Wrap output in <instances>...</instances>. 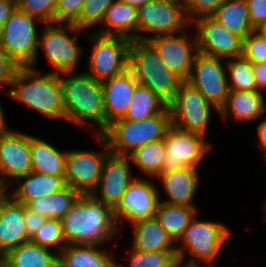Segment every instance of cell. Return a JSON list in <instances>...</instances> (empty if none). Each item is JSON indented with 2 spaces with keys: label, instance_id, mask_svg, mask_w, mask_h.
Returning a JSON list of instances; mask_svg holds the SVG:
<instances>
[{
  "label": "cell",
  "instance_id": "cell-1",
  "mask_svg": "<svg viewBox=\"0 0 266 267\" xmlns=\"http://www.w3.org/2000/svg\"><path fill=\"white\" fill-rule=\"evenodd\" d=\"M61 221L66 245L105 246L122 229L116 221L114 209L91 194H81Z\"/></svg>",
  "mask_w": 266,
  "mask_h": 267
},
{
  "label": "cell",
  "instance_id": "cell-2",
  "mask_svg": "<svg viewBox=\"0 0 266 267\" xmlns=\"http://www.w3.org/2000/svg\"><path fill=\"white\" fill-rule=\"evenodd\" d=\"M76 74V75H75ZM65 120L78 126H89L96 123L99 130L93 135H101L105 131V108L103 86L85 71L81 73H61ZM88 121V122H87Z\"/></svg>",
  "mask_w": 266,
  "mask_h": 267
},
{
  "label": "cell",
  "instance_id": "cell-3",
  "mask_svg": "<svg viewBox=\"0 0 266 267\" xmlns=\"http://www.w3.org/2000/svg\"><path fill=\"white\" fill-rule=\"evenodd\" d=\"M7 91L13 99L46 118L65 120L62 84L59 74H42L31 67H19Z\"/></svg>",
  "mask_w": 266,
  "mask_h": 267
},
{
  "label": "cell",
  "instance_id": "cell-4",
  "mask_svg": "<svg viewBox=\"0 0 266 267\" xmlns=\"http://www.w3.org/2000/svg\"><path fill=\"white\" fill-rule=\"evenodd\" d=\"M128 69L138 84L149 88L167 104L183 82L168 67L154 47L145 40H131Z\"/></svg>",
  "mask_w": 266,
  "mask_h": 267
},
{
  "label": "cell",
  "instance_id": "cell-5",
  "mask_svg": "<svg viewBox=\"0 0 266 267\" xmlns=\"http://www.w3.org/2000/svg\"><path fill=\"white\" fill-rule=\"evenodd\" d=\"M171 126L172 119L167 106L162 112L141 121L117 119L101 135L112 154L128 156L148 142L164 139Z\"/></svg>",
  "mask_w": 266,
  "mask_h": 267
},
{
  "label": "cell",
  "instance_id": "cell-6",
  "mask_svg": "<svg viewBox=\"0 0 266 267\" xmlns=\"http://www.w3.org/2000/svg\"><path fill=\"white\" fill-rule=\"evenodd\" d=\"M196 216L178 240L183 245H176L177 258L185 261L186 256L190 255L188 262L201 263L202 261L209 266L219 256L224 243L231 236V231L223 223L198 220Z\"/></svg>",
  "mask_w": 266,
  "mask_h": 267
},
{
  "label": "cell",
  "instance_id": "cell-7",
  "mask_svg": "<svg viewBox=\"0 0 266 267\" xmlns=\"http://www.w3.org/2000/svg\"><path fill=\"white\" fill-rule=\"evenodd\" d=\"M42 28L37 48L43 50L48 62L55 68L50 72L55 74L75 72L82 57V48L77 43L76 34L84 30L74 24L64 23H47ZM71 32L74 33L73 37L69 35Z\"/></svg>",
  "mask_w": 266,
  "mask_h": 267
},
{
  "label": "cell",
  "instance_id": "cell-8",
  "mask_svg": "<svg viewBox=\"0 0 266 267\" xmlns=\"http://www.w3.org/2000/svg\"><path fill=\"white\" fill-rule=\"evenodd\" d=\"M35 22L42 23L16 8L2 26L0 47L19 67L34 68L38 60L39 36Z\"/></svg>",
  "mask_w": 266,
  "mask_h": 267
},
{
  "label": "cell",
  "instance_id": "cell-9",
  "mask_svg": "<svg viewBox=\"0 0 266 267\" xmlns=\"http://www.w3.org/2000/svg\"><path fill=\"white\" fill-rule=\"evenodd\" d=\"M172 125L180 130L203 135L207 138L211 108L219 110L189 82L183 81L173 99L167 104Z\"/></svg>",
  "mask_w": 266,
  "mask_h": 267
},
{
  "label": "cell",
  "instance_id": "cell-10",
  "mask_svg": "<svg viewBox=\"0 0 266 267\" xmlns=\"http://www.w3.org/2000/svg\"><path fill=\"white\" fill-rule=\"evenodd\" d=\"M93 32L84 38L92 41L89 70L85 71L97 81H105L128 69L131 40L122 36L101 35Z\"/></svg>",
  "mask_w": 266,
  "mask_h": 267
},
{
  "label": "cell",
  "instance_id": "cell-11",
  "mask_svg": "<svg viewBox=\"0 0 266 267\" xmlns=\"http://www.w3.org/2000/svg\"><path fill=\"white\" fill-rule=\"evenodd\" d=\"M137 17L138 40L147 41L158 35L186 32V26L191 25L185 5L173 0H150L137 8ZM144 32L148 35L152 33V36H146Z\"/></svg>",
  "mask_w": 266,
  "mask_h": 267
},
{
  "label": "cell",
  "instance_id": "cell-12",
  "mask_svg": "<svg viewBox=\"0 0 266 267\" xmlns=\"http://www.w3.org/2000/svg\"><path fill=\"white\" fill-rule=\"evenodd\" d=\"M165 146L161 173L185 167L197 168L210 152L212 144L203 135L180 130L173 125L163 139Z\"/></svg>",
  "mask_w": 266,
  "mask_h": 267
},
{
  "label": "cell",
  "instance_id": "cell-13",
  "mask_svg": "<svg viewBox=\"0 0 266 267\" xmlns=\"http://www.w3.org/2000/svg\"><path fill=\"white\" fill-rule=\"evenodd\" d=\"M103 144L101 153L91 150H68L65 165V184L80 194L90 195L98 186L102 167L106 157L111 153L102 135H93Z\"/></svg>",
  "mask_w": 266,
  "mask_h": 267
},
{
  "label": "cell",
  "instance_id": "cell-14",
  "mask_svg": "<svg viewBox=\"0 0 266 267\" xmlns=\"http://www.w3.org/2000/svg\"><path fill=\"white\" fill-rule=\"evenodd\" d=\"M198 53L187 82L220 110L229 94L226 60Z\"/></svg>",
  "mask_w": 266,
  "mask_h": 267
},
{
  "label": "cell",
  "instance_id": "cell-15",
  "mask_svg": "<svg viewBox=\"0 0 266 267\" xmlns=\"http://www.w3.org/2000/svg\"><path fill=\"white\" fill-rule=\"evenodd\" d=\"M160 194L157 186L151 180L144 177L134 179L114 208L118 225L122 221L133 224L140 220L153 218L161 200Z\"/></svg>",
  "mask_w": 266,
  "mask_h": 267
},
{
  "label": "cell",
  "instance_id": "cell-16",
  "mask_svg": "<svg viewBox=\"0 0 266 267\" xmlns=\"http://www.w3.org/2000/svg\"><path fill=\"white\" fill-rule=\"evenodd\" d=\"M191 25L196 30L199 53L224 60L242 55L243 40L212 16L198 18Z\"/></svg>",
  "mask_w": 266,
  "mask_h": 267
},
{
  "label": "cell",
  "instance_id": "cell-17",
  "mask_svg": "<svg viewBox=\"0 0 266 267\" xmlns=\"http://www.w3.org/2000/svg\"><path fill=\"white\" fill-rule=\"evenodd\" d=\"M159 53L168 67L183 81L190 77L198 52L196 35L193 39L187 33L158 35L147 40Z\"/></svg>",
  "mask_w": 266,
  "mask_h": 267
},
{
  "label": "cell",
  "instance_id": "cell-18",
  "mask_svg": "<svg viewBox=\"0 0 266 267\" xmlns=\"http://www.w3.org/2000/svg\"><path fill=\"white\" fill-rule=\"evenodd\" d=\"M130 163L128 156L110 153L104 161L98 186L91 195L96 200L114 209L129 184L136 179V177H132V173L129 171L130 165H132Z\"/></svg>",
  "mask_w": 266,
  "mask_h": 267
},
{
  "label": "cell",
  "instance_id": "cell-19",
  "mask_svg": "<svg viewBox=\"0 0 266 267\" xmlns=\"http://www.w3.org/2000/svg\"><path fill=\"white\" fill-rule=\"evenodd\" d=\"M0 169L3 187H8L10 179L16 180L32 171L29 134L12 130L0 135Z\"/></svg>",
  "mask_w": 266,
  "mask_h": 267
},
{
  "label": "cell",
  "instance_id": "cell-20",
  "mask_svg": "<svg viewBox=\"0 0 266 267\" xmlns=\"http://www.w3.org/2000/svg\"><path fill=\"white\" fill-rule=\"evenodd\" d=\"M137 85L138 82L129 69L102 82L105 130L113 121L126 115Z\"/></svg>",
  "mask_w": 266,
  "mask_h": 267
},
{
  "label": "cell",
  "instance_id": "cell-21",
  "mask_svg": "<svg viewBox=\"0 0 266 267\" xmlns=\"http://www.w3.org/2000/svg\"><path fill=\"white\" fill-rule=\"evenodd\" d=\"M199 169L185 167L179 170L161 173L159 178L162 182L167 199L161 202L170 205L196 207L193 204L195 193L199 183Z\"/></svg>",
  "mask_w": 266,
  "mask_h": 267
},
{
  "label": "cell",
  "instance_id": "cell-22",
  "mask_svg": "<svg viewBox=\"0 0 266 267\" xmlns=\"http://www.w3.org/2000/svg\"><path fill=\"white\" fill-rule=\"evenodd\" d=\"M266 113V98L259 91L229 90L224 106L219 110V116L223 120H231L236 123L256 121Z\"/></svg>",
  "mask_w": 266,
  "mask_h": 267
},
{
  "label": "cell",
  "instance_id": "cell-23",
  "mask_svg": "<svg viewBox=\"0 0 266 267\" xmlns=\"http://www.w3.org/2000/svg\"><path fill=\"white\" fill-rule=\"evenodd\" d=\"M28 241L30 237L24 225V204L9 196L0 208V251L6 253Z\"/></svg>",
  "mask_w": 266,
  "mask_h": 267
},
{
  "label": "cell",
  "instance_id": "cell-24",
  "mask_svg": "<svg viewBox=\"0 0 266 267\" xmlns=\"http://www.w3.org/2000/svg\"><path fill=\"white\" fill-rule=\"evenodd\" d=\"M98 245H66L58 254V267H122Z\"/></svg>",
  "mask_w": 266,
  "mask_h": 267
},
{
  "label": "cell",
  "instance_id": "cell-25",
  "mask_svg": "<svg viewBox=\"0 0 266 267\" xmlns=\"http://www.w3.org/2000/svg\"><path fill=\"white\" fill-rule=\"evenodd\" d=\"M132 226V249L143 252L176 251L175 241L155 217L137 221Z\"/></svg>",
  "mask_w": 266,
  "mask_h": 267
},
{
  "label": "cell",
  "instance_id": "cell-26",
  "mask_svg": "<svg viewBox=\"0 0 266 267\" xmlns=\"http://www.w3.org/2000/svg\"><path fill=\"white\" fill-rule=\"evenodd\" d=\"M15 181L16 184L18 183V186L14 187L9 193L15 201L22 204L32 199L57 192L66 186L62 176L34 171L18 177Z\"/></svg>",
  "mask_w": 266,
  "mask_h": 267
},
{
  "label": "cell",
  "instance_id": "cell-27",
  "mask_svg": "<svg viewBox=\"0 0 266 267\" xmlns=\"http://www.w3.org/2000/svg\"><path fill=\"white\" fill-rule=\"evenodd\" d=\"M101 25L98 34L138 40L137 9L124 2L116 0L105 12Z\"/></svg>",
  "mask_w": 266,
  "mask_h": 267
},
{
  "label": "cell",
  "instance_id": "cell-28",
  "mask_svg": "<svg viewBox=\"0 0 266 267\" xmlns=\"http://www.w3.org/2000/svg\"><path fill=\"white\" fill-rule=\"evenodd\" d=\"M32 171L65 177L67 151L59 150L51 143L30 135Z\"/></svg>",
  "mask_w": 266,
  "mask_h": 267
},
{
  "label": "cell",
  "instance_id": "cell-29",
  "mask_svg": "<svg viewBox=\"0 0 266 267\" xmlns=\"http://www.w3.org/2000/svg\"><path fill=\"white\" fill-rule=\"evenodd\" d=\"M212 17L242 40L255 30L251 25L246 0H224Z\"/></svg>",
  "mask_w": 266,
  "mask_h": 267
},
{
  "label": "cell",
  "instance_id": "cell-30",
  "mask_svg": "<svg viewBox=\"0 0 266 267\" xmlns=\"http://www.w3.org/2000/svg\"><path fill=\"white\" fill-rule=\"evenodd\" d=\"M6 264L7 267H58V254L28 241L6 252Z\"/></svg>",
  "mask_w": 266,
  "mask_h": 267
},
{
  "label": "cell",
  "instance_id": "cell-31",
  "mask_svg": "<svg viewBox=\"0 0 266 267\" xmlns=\"http://www.w3.org/2000/svg\"><path fill=\"white\" fill-rule=\"evenodd\" d=\"M80 195L78 191L66 185L57 192L32 199L24 205L46 218L61 220Z\"/></svg>",
  "mask_w": 266,
  "mask_h": 267
},
{
  "label": "cell",
  "instance_id": "cell-32",
  "mask_svg": "<svg viewBox=\"0 0 266 267\" xmlns=\"http://www.w3.org/2000/svg\"><path fill=\"white\" fill-rule=\"evenodd\" d=\"M197 209L196 207L170 205L160 201L154 217L176 243L190 221L198 214Z\"/></svg>",
  "mask_w": 266,
  "mask_h": 267
},
{
  "label": "cell",
  "instance_id": "cell-33",
  "mask_svg": "<svg viewBox=\"0 0 266 267\" xmlns=\"http://www.w3.org/2000/svg\"><path fill=\"white\" fill-rule=\"evenodd\" d=\"M164 153L165 146L162 139L146 143L131 152L128 157L131 164H134L146 176L149 175L148 178L151 179L161 174Z\"/></svg>",
  "mask_w": 266,
  "mask_h": 267
},
{
  "label": "cell",
  "instance_id": "cell-34",
  "mask_svg": "<svg viewBox=\"0 0 266 267\" xmlns=\"http://www.w3.org/2000/svg\"><path fill=\"white\" fill-rule=\"evenodd\" d=\"M167 107V103L156 93L144 85L138 84L130 107L123 117L132 121H141L142 119L162 112Z\"/></svg>",
  "mask_w": 266,
  "mask_h": 267
},
{
  "label": "cell",
  "instance_id": "cell-35",
  "mask_svg": "<svg viewBox=\"0 0 266 267\" xmlns=\"http://www.w3.org/2000/svg\"><path fill=\"white\" fill-rule=\"evenodd\" d=\"M229 90L255 91L252 63L243 55L226 60Z\"/></svg>",
  "mask_w": 266,
  "mask_h": 267
},
{
  "label": "cell",
  "instance_id": "cell-36",
  "mask_svg": "<svg viewBox=\"0 0 266 267\" xmlns=\"http://www.w3.org/2000/svg\"><path fill=\"white\" fill-rule=\"evenodd\" d=\"M30 241L52 251L54 250L55 253L59 254L66 246L62 221L60 219L47 218L32 235Z\"/></svg>",
  "mask_w": 266,
  "mask_h": 267
},
{
  "label": "cell",
  "instance_id": "cell-37",
  "mask_svg": "<svg viewBox=\"0 0 266 267\" xmlns=\"http://www.w3.org/2000/svg\"><path fill=\"white\" fill-rule=\"evenodd\" d=\"M129 251V267H174L178 259L176 251Z\"/></svg>",
  "mask_w": 266,
  "mask_h": 267
},
{
  "label": "cell",
  "instance_id": "cell-38",
  "mask_svg": "<svg viewBox=\"0 0 266 267\" xmlns=\"http://www.w3.org/2000/svg\"><path fill=\"white\" fill-rule=\"evenodd\" d=\"M57 0H16V8L43 24L55 23Z\"/></svg>",
  "mask_w": 266,
  "mask_h": 267
},
{
  "label": "cell",
  "instance_id": "cell-39",
  "mask_svg": "<svg viewBox=\"0 0 266 267\" xmlns=\"http://www.w3.org/2000/svg\"><path fill=\"white\" fill-rule=\"evenodd\" d=\"M116 0H84L79 17V29L87 30L93 26H100L107 9Z\"/></svg>",
  "mask_w": 266,
  "mask_h": 267
},
{
  "label": "cell",
  "instance_id": "cell-40",
  "mask_svg": "<svg viewBox=\"0 0 266 267\" xmlns=\"http://www.w3.org/2000/svg\"><path fill=\"white\" fill-rule=\"evenodd\" d=\"M242 55L251 63H266V39L254 30L243 39Z\"/></svg>",
  "mask_w": 266,
  "mask_h": 267
},
{
  "label": "cell",
  "instance_id": "cell-41",
  "mask_svg": "<svg viewBox=\"0 0 266 267\" xmlns=\"http://www.w3.org/2000/svg\"><path fill=\"white\" fill-rule=\"evenodd\" d=\"M84 0H57L55 23L74 24L79 28V17Z\"/></svg>",
  "mask_w": 266,
  "mask_h": 267
},
{
  "label": "cell",
  "instance_id": "cell-42",
  "mask_svg": "<svg viewBox=\"0 0 266 267\" xmlns=\"http://www.w3.org/2000/svg\"><path fill=\"white\" fill-rule=\"evenodd\" d=\"M224 0H187L186 15L190 23L201 17L212 16Z\"/></svg>",
  "mask_w": 266,
  "mask_h": 267
},
{
  "label": "cell",
  "instance_id": "cell-43",
  "mask_svg": "<svg viewBox=\"0 0 266 267\" xmlns=\"http://www.w3.org/2000/svg\"><path fill=\"white\" fill-rule=\"evenodd\" d=\"M18 69L17 63L0 47V85L9 87Z\"/></svg>",
  "mask_w": 266,
  "mask_h": 267
},
{
  "label": "cell",
  "instance_id": "cell-44",
  "mask_svg": "<svg viewBox=\"0 0 266 267\" xmlns=\"http://www.w3.org/2000/svg\"><path fill=\"white\" fill-rule=\"evenodd\" d=\"M249 17L254 29L266 21V0H246Z\"/></svg>",
  "mask_w": 266,
  "mask_h": 267
},
{
  "label": "cell",
  "instance_id": "cell-45",
  "mask_svg": "<svg viewBox=\"0 0 266 267\" xmlns=\"http://www.w3.org/2000/svg\"><path fill=\"white\" fill-rule=\"evenodd\" d=\"M46 219L45 216L27 209L24 205V225L30 238L42 226Z\"/></svg>",
  "mask_w": 266,
  "mask_h": 267
},
{
  "label": "cell",
  "instance_id": "cell-46",
  "mask_svg": "<svg viewBox=\"0 0 266 267\" xmlns=\"http://www.w3.org/2000/svg\"><path fill=\"white\" fill-rule=\"evenodd\" d=\"M255 91H266V63H252Z\"/></svg>",
  "mask_w": 266,
  "mask_h": 267
},
{
  "label": "cell",
  "instance_id": "cell-47",
  "mask_svg": "<svg viewBox=\"0 0 266 267\" xmlns=\"http://www.w3.org/2000/svg\"><path fill=\"white\" fill-rule=\"evenodd\" d=\"M16 9V0H0V26L2 27Z\"/></svg>",
  "mask_w": 266,
  "mask_h": 267
},
{
  "label": "cell",
  "instance_id": "cell-48",
  "mask_svg": "<svg viewBox=\"0 0 266 267\" xmlns=\"http://www.w3.org/2000/svg\"><path fill=\"white\" fill-rule=\"evenodd\" d=\"M263 117H261V122L256 127V131L259 138L258 146L262 150V153H264V158H266V117L265 115Z\"/></svg>",
  "mask_w": 266,
  "mask_h": 267
},
{
  "label": "cell",
  "instance_id": "cell-49",
  "mask_svg": "<svg viewBox=\"0 0 266 267\" xmlns=\"http://www.w3.org/2000/svg\"><path fill=\"white\" fill-rule=\"evenodd\" d=\"M11 129L8 128L6 123V118L4 116V110L2 109V106L0 105V135L6 134L10 132Z\"/></svg>",
  "mask_w": 266,
  "mask_h": 267
},
{
  "label": "cell",
  "instance_id": "cell-50",
  "mask_svg": "<svg viewBox=\"0 0 266 267\" xmlns=\"http://www.w3.org/2000/svg\"><path fill=\"white\" fill-rule=\"evenodd\" d=\"M118 1L124 2L137 9L147 4L150 0H118Z\"/></svg>",
  "mask_w": 266,
  "mask_h": 267
},
{
  "label": "cell",
  "instance_id": "cell-51",
  "mask_svg": "<svg viewBox=\"0 0 266 267\" xmlns=\"http://www.w3.org/2000/svg\"><path fill=\"white\" fill-rule=\"evenodd\" d=\"M174 267H202V266L200 263H192V262L182 261L180 259H177Z\"/></svg>",
  "mask_w": 266,
  "mask_h": 267
},
{
  "label": "cell",
  "instance_id": "cell-52",
  "mask_svg": "<svg viewBox=\"0 0 266 267\" xmlns=\"http://www.w3.org/2000/svg\"><path fill=\"white\" fill-rule=\"evenodd\" d=\"M255 31L264 39H266V21L263 22L260 26H258Z\"/></svg>",
  "mask_w": 266,
  "mask_h": 267
},
{
  "label": "cell",
  "instance_id": "cell-53",
  "mask_svg": "<svg viewBox=\"0 0 266 267\" xmlns=\"http://www.w3.org/2000/svg\"><path fill=\"white\" fill-rule=\"evenodd\" d=\"M0 267H7L6 253L3 251H0Z\"/></svg>",
  "mask_w": 266,
  "mask_h": 267
},
{
  "label": "cell",
  "instance_id": "cell-54",
  "mask_svg": "<svg viewBox=\"0 0 266 267\" xmlns=\"http://www.w3.org/2000/svg\"><path fill=\"white\" fill-rule=\"evenodd\" d=\"M0 186L3 187V175L0 169Z\"/></svg>",
  "mask_w": 266,
  "mask_h": 267
},
{
  "label": "cell",
  "instance_id": "cell-55",
  "mask_svg": "<svg viewBox=\"0 0 266 267\" xmlns=\"http://www.w3.org/2000/svg\"><path fill=\"white\" fill-rule=\"evenodd\" d=\"M173 1H176V2H179V3H181V4H186V2H187V0H173Z\"/></svg>",
  "mask_w": 266,
  "mask_h": 267
},
{
  "label": "cell",
  "instance_id": "cell-56",
  "mask_svg": "<svg viewBox=\"0 0 266 267\" xmlns=\"http://www.w3.org/2000/svg\"><path fill=\"white\" fill-rule=\"evenodd\" d=\"M1 31H2V27L0 26V41H1Z\"/></svg>",
  "mask_w": 266,
  "mask_h": 267
}]
</instances>
